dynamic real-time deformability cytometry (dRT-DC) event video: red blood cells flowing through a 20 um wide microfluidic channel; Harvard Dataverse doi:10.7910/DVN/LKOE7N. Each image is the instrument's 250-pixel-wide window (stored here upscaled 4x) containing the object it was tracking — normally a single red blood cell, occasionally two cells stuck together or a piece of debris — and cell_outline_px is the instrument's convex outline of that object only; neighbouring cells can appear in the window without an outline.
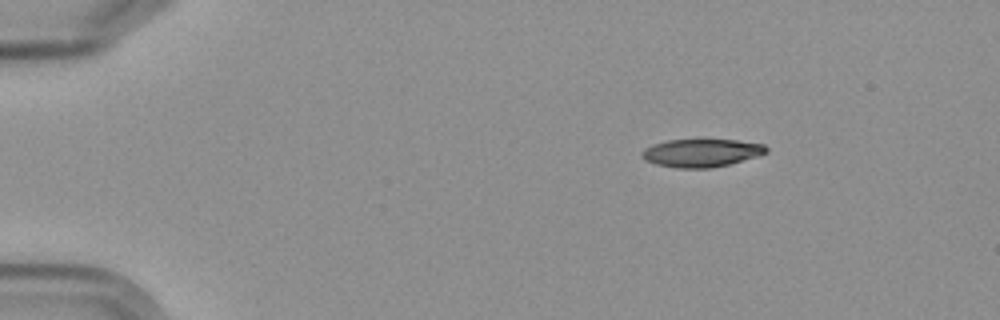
{"species": "Egyptian fruit bat (a non-hibernating species)", "species_latin": "Rousettus aegyptiacus", "temperature_condition": "cold", "stored_images_in_passage": 9, "camera_frame_rate_fps": 3000, "um_per_image_px": 0.085, "frame": {"image": 1, "passage_image": 1, "time_ms": 0.0, "image_size_px": [1000, 320], "cell_outline_px": [[768, 152], [760, 156], [728, 164], [708, 168], [676, 168], [656, 164], [644, 160], [640, 156], [640, 152], [644, 148], [652, 144], [668, 140], [736, 140], [764, 144], [768, 148]], "centroid_in_image_um": [59.6, 13.0], "position_along_channel_um": 25.4, "area_um2": 20.4}}
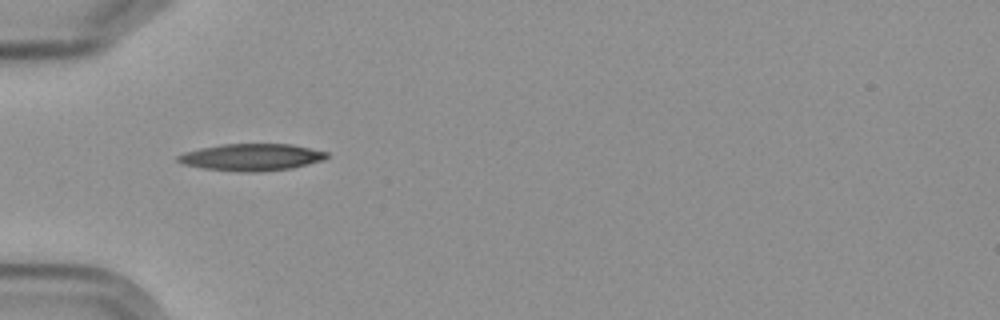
{"frame": {"image": 2, "passage_image": 4, "time_ms": 3.333, "image_size_px": [1000, 320], "cell_outline_px": [[328, 156], [324, 160], [292, 168], [256, 172], [240, 172], [204, 168], [180, 164], [176, 160], [176, 156], [184, 152], [200, 148], [224, 144], [292, 144], [328, 152]], "centroid_in_image_um": [21.36, 13.36], "position_along_channel_um": 63.6, "area_um2": 23.47}}
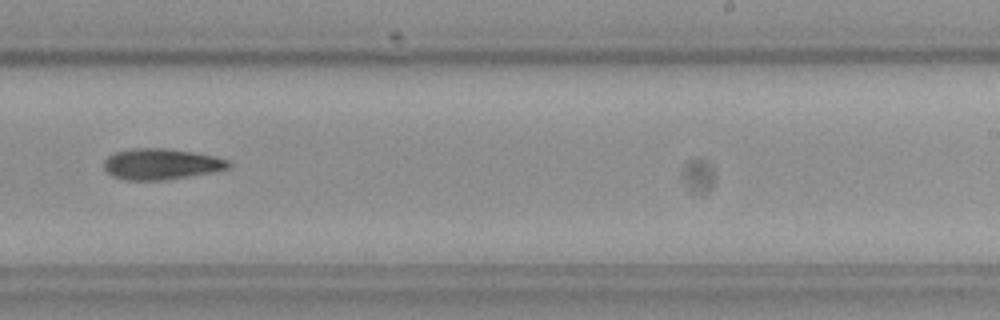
{"frame": {"image": 3, "passage_image": 9, "time_ms": 9.333, "image_size_px": [1000, 320], "cell_outline_px": [[232, 164], [228, 168], [212, 172], [160, 180], [124, 180], [112, 176], [104, 168], [104, 160], [112, 152], [132, 148], [164, 148], [192, 152], [212, 156], [228, 160]], "centroid_in_image_um": [13.64, 13.94], "position_along_channel_um": 275.4, "area_um2": 22.31}}